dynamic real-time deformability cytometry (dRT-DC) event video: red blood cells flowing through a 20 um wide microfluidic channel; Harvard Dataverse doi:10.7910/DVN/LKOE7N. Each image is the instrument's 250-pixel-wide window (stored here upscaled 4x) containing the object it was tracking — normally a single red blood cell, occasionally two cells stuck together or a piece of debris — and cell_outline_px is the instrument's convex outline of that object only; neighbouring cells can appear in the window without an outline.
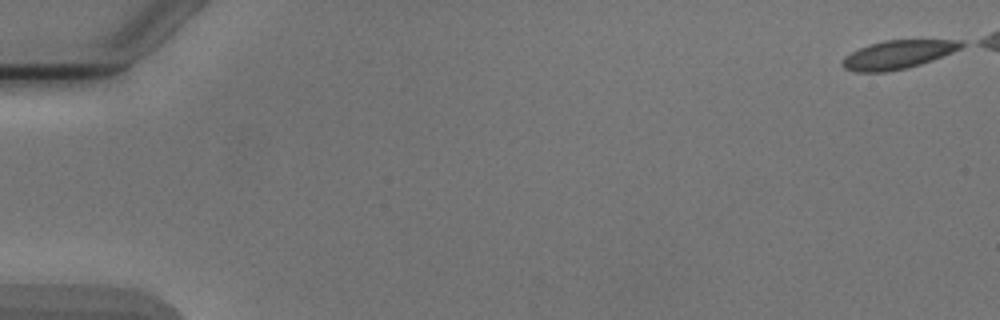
{"species": "Egyptian fruit bat (a non-hibernating species)", "species_latin": "Rousettus aegyptiacus", "temperature_condition": "cold", "stored_images_in_passage": 8, "camera_frame_rate_fps": 3000, "um_per_image_px": 0.085, "animal": {"sex": "male"}, "frame": {"image": 1, "passage_image": 1, "time_ms": 0.0, "image_size_px": [1000, 320], "cell_outline_px": [[968, 44], [952, 52], [932, 60], [920, 64], [904, 68], [884, 72], [856, 72], [844, 68], [840, 64], [844, 56], [860, 48], [884, 40], [960, 40]], "centroid_in_image_um": [76.31, 4.64], "position_along_channel_um": 8.7, "area_um2": 19.54}}
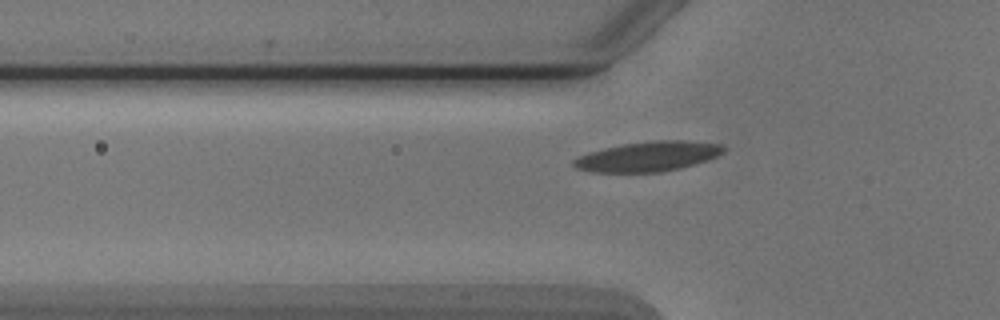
{"frame": {"image": 2, "passage_image": 7, "time_ms": 8.0, "image_size_px": [1000, 320], "cell_outline_px": [[728, 148], [724, 152], [716, 156], [680, 168], [660, 172], [592, 172], [576, 168], [572, 164], [572, 160], [588, 152], [604, 148], [624, 144], [656, 140], [688, 140], [720, 144]], "centroid_in_image_um": [55.07, 13.29], "position_along_channel_um": 70.7, "area_um2": 25.95}}
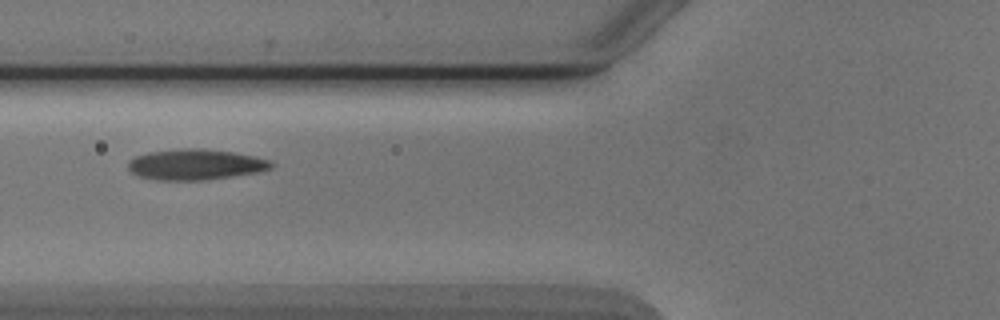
{"frame": {"image": 3, "passage_image": 8, "time_ms": 9.0, "image_size_px": [1000, 320], "cell_outline_px": [[276, 164], [272, 168], [260, 172], [204, 180], [156, 180], [136, 176], [128, 168], [128, 160], [136, 156], [148, 152], [180, 148], [204, 148], [232, 152], [272, 160]], "centroid_in_image_um": [16.62, 13.98], "position_along_channel_um": 109.2, "area_um2": 25.89}}